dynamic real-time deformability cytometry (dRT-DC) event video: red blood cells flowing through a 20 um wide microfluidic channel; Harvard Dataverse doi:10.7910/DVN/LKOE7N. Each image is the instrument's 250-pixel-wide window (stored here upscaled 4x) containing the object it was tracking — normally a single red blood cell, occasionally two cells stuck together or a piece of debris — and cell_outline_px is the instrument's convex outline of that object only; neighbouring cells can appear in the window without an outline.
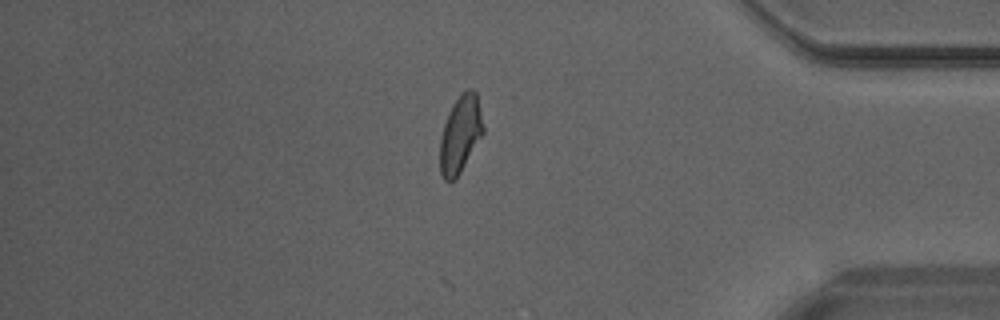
{"species": "Egyptian fruit bat (a non-hibernating species)", "species_latin": "Rousettus aegyptiacus", "temperature_condition": "warm", "stored_images_in_passage": 27, "camera_frame_rate_fps": 3000, "um_per_image_px": 0.085, "animal": {"sex": "male"}, "frame": {"image": 1, "passage_image": 22, "time_ms": 7.0, "image_size_px": [1000, 320], "cell_outline_px": [[484, 132], [456, 180], [448, 184], [444, 180], [440, 172], [440, 140], [444, 124], [452, 104], [460, 92], [468, 88], [472, 88], [476, 92], [484, 128]], "centroid_in_image_um": [39.12, 11.43], "position_along_channel_um": 396.1, "area_um2": 19.65}}